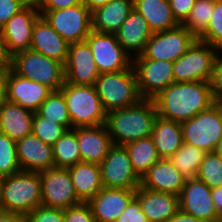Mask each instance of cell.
<instances>
[{
	"instance_id": "cell-1",
	"label": "cell",
	"mask_w": 222,
	"mask_h": 222,
	"mask_svg": "<svg viewBox=\"0 0 222 222\" xmlns=\"http://www.w3.org/2000/svg\"><path fill=\"white\" fill-rule=\"evenodd\" d=\"M158 116L176 122L190 120L216 103L210 82H175L153 98Z\"/></svg>"
},
{
	"instance_id": "cell-2",
	"label": "cell",
	"mask_w": 222,
	"mask_h": 222,
	"mask_svg": "<svg viewBox=\"0 0 222 222\" xmlns=\"http://www.w3.org/2000/svg\"><path fill=\"white\" fill-rule=\"evenodd\" d=\"M157 116L153 99H141L133 106L109 111L105 125L112 144L125 145L151 137Z\"/></svg>"
},
{
	"instance_id": "cell-3",
	"label": "cell",
	"mask_w": 222,
	"mask_h": 222,
	"mask_svg": "<svg viewBox=\"0 0 222 222\" xmlns=\"http://www.w3.org/2000/svg\"><path fill=\"white\" fill-rule=\"evenodd\" d=\"M1 188L6 212L25 216L42 205L39 173L19 171L3 177Z\"/></svg>"
},
{
	"instance_id": "cell-4",
	"label": "cell",
	"mask_w": 222,
	"mask_h": 222,
	"mask_svg": "<svg viewBox=\"0 0 222 222\" xmlns=\"http://www.w3.org/2000/svg\"><path fill=\"white\" fill-rule=\"evenodd\" d=\"M94 86L107 113L133 106L142 99L132 65L118 72L100 73Z\"/></svg>"
},
{
	"instance_id": "cell-5",
	"label": "cell",
	"mask_w": 222,
	"mask_h": 222,
	"mask_svg": "<svg viewBox=\"0 0 222 222\" xmlns=\"http://www.w3.org/2000/svg\"><path fill=\"white\" fill-rule=\"evenodd\" d=\"M60 90L65 96L71 129L106 123L107 112L94 85H73L64 82Z\"/></svg>"
},
{
	"instance_id": "cell-6",
	"label": "cell",
	"mask_w": 222,
	"mask_h": 222,
	"mask_svg": "<svg viewBox=\"0 0 222 222\" xmlns=\"http://www.w3.org/2000/svg\"><path fill=\"white\" fill-rule=\"evenodd\" d=\"M10 68L16 74L39 82L52 91L60 90L65 82L62 63L30 49L15 53L11 57Z\"/></svg>"
},
{
	"instance_id": "cell-7",
	"label": "cell",
	"mask_w": 222,
	"mask_h": 222,
	"mask_svg": "<svg viewBox=\"0 0 222 222\" xmlns=\"http://www.w3.org/2000/svg\"><path fill=\"white\" fill-rule=\"evenodd\" d=\"M183 141L204 150L214 152L222 139V103L216 102L190 120L181 122Z\"/></svg>"
},
{
	"instance_id": "cell-8",
	"label": "cell",
	"mask_w": 222,
	"mask_h": 222,
	"mask_svg": "<svg viewBox=\"0 0 222 222\" xmlns=\"http://www.w3.org/2000/svg\"><path fill=\"white\" fill-rule=\"evenodd\" d=\"M218 52L219 50L210 44L197 39L173 62L175 82H211Z\"/></svg>"
},
{
	"instance_id": "cell-9",
	"label": "cell",
	"mask_w": 222,
	"mask_h": 222,
	"mask_svg": "<svg viewBox=\"0 0 222 222\" xmlns=\"http://www.w3.org/2000/svg\"><path fill=\"white\" fill-rule=\"evenodd\" d=\"M39 12L69 44L84 42L92 31L91 11L83 3L64 9Z\"/></svg>"
},
{
	"instance_id": "cell-10",
	"label": "cell",
	"mask_w": 222,
	"mask_h": 222,
	"mask_svg": "<svg viewBox=\"0 0 222 222\" xmlns=\"http://www.w3.org/2000/svg\"><path fill=\"white\" fill-rule=\"evenodd\" d=\"M197 40L184 26L154 32L140 56L133 59H150L175 62Z\"/></svg>"
},
{
	"instance_id": "cell-11",
	"label": "cell",
	"mask_w": 222,
	"mask_h": 222,
	"mask_svg": "<svg viewBox=\"0 0 222 222\" xmlns=\"http://www.w3.org/2000/svg\"><path fill=\"white\" fill-rule=\"evenodd\" d=\"M102 186L105 188L137 189L141 178L136 174L124 145H112L100 163Z\"/></svg>"
},
{
	"instance_id": "cell-12",
	"label": "cell",
	"mask_w": 222,
	"mask_h": 222,
	"mask_svg": "<svg viewBox=\"0 0 222 222\" xmlns=\"http://www.w3.org/2000/svg\"><path fill=\"white\" fill-rule=\"evenodd\" d=\"M42 205L66 209L80 204L68 168H50L39 172Z\"/></svg>"
},
{
	"instance_id": "cell-13",
	"label": "cell",
	"mask_w": 222,
	"mask_h": 222,
	"mask_svg": "<svg viewBox=\"0 0 222 222\" xmlns=\"http://www.w3.org/2000/svg\"><path fill=\"white\" fill-rule=\"evenodd\" d=\"M138 91L142 99H153L175 83L173 62L150 59H132Z\"/></svg>"
},
{
	"instance_id": "cell-14",
	"label": "cell",
	"mask_w": 222,
	"mask_h": 222,
	"mask_svg": "<svg viewBox=\"0 0 222 222\" xmlns=\"http://www.w3.org/2000/svg\"><path fill=\"white\" fill-rule=\"evenodd\" d=\"M85 41L92 50L99 73L118 72L132 65V58L119 44L115 34L91 31Z\"/></svg>"
},
{
	"instance_id": "cell-15",
	"label": "cell",
	"mask_w": 222,
	"mask_h": 222,
	"mask_svg": "<svg viewBox=\"0 0 222 222\" xmlns=\"http://www.w3.org/2000/svg\"><path fill=\"white\" fill-rule=\"evenodd\" d=\"M40 16L36 2L31 0L1 27L7 51L11 57L15 53L30 49L33 27Z\"/></svg>"
},
{
	"instance_id": "cell-16",
	"label": "cell",
	"mask_w": 222,
	"mask_h": 222,
	"mask_svg": "<svg viewBox=\"0 0 222 222\" xmlns=\"http://www.w3.org/2000/svg\"><path fill=\"white\" fill-rule=\"evenodd\" d=\"M180 210L204 222H221L215 211L211 189L197 178L187 179L179 195Z\"/></svg>"
},
{
	"instance_id": "cell-17",
	"label": "cell",
	"mask_w": 222,
	"mask_h": 222,
	"mask_svg": "<svg viewBox=\"0 0 222 222\" xmlns=\"http://www.w3.org/2000/svg\"><path fill=\"white\" fill-rule=\"evenodd\" d=\"M65 82L73 85H94L99 76L89 44L70 43L68 57L64 65Z\"/></svg>"
},
{
	"instance_id": "cell-18",
	"label": "cell",
	"mask_w": 222,
	"mask_h": 222,
	"mask_svg": "<svg viewBox=\"0 0 222 222\" xmlns=\"http://www.w3.org/2000/svg\"><path fill=\"white\" fill-rule=\"evenodd\" d=\"M52 92L49 87L16 74L10 67L7 68V101L35 113Z\"/></svg>"
},
{
	"instance_id": "cell-19",
	"label": "cell",
	"mask_w": 222,
	"mask_h": 222,
	"mask_svg": "<svg viewBox=\"0 0 222 222\" xmlns=\"http://www.w3.org/2000/svg\"><path fill=\"white\" fill-rule=\"evenodd\" d=\"M136 189L103 187L87 203L96 222H115L135 197Z\"/></svg>"
},
{
	"instance_id": "cell-20",
	"label": "cell",
	"mask_w": 222,
	"mask_h": 222,
	"mask_svg": "<svg viewBox=\"0 0 222 222\" xmlns=\"http://www.w3.org/2000/svg\"><path fill=\"white\" fill-rule=\"evenodd\" d=\"M17 157L21 171L39 173L54 168L52 146L30 134L16 142Z\"/></svg>"
},
{
	"instance_id": "cell-21",
	"label": "cell",
	"mask_w": 222,
	"mask_h": 222,
	"mask_svg": "<svg viewBox=\"0 0 222 222\" xmlns=\"http://www.w3.org/2000/svg\"><path fill=\"white\" fill-rule=\"evenodd\" d=\"M135 197L148 222H168L179 210V196L139 186Z\"/></svg>"
},
{
	"instance_id": "cell-22",
	"label": "cell",
	"mask_w": 222,
	"mask_h": 222,
	"mask_svg": "<svg viewBox=\"0 0 222 222\" xmlns=\"http://www.w3.org/2000/svg\"><path fill=\"white\" fill-rule=\"evenodd\" d=\"M115 35L119 44L133 59L143 53L153 31L146 19L133 8Z\"/></svg>"
},
{
	"instance_id": "cell-23",
	"label": "cell",
	"mask_w": 222,
	"mask_h": 222,
	"mask_svg": "<svg viewBox=\"0 0 222 222\" xmlns=\"http://www.w3.org/2000/svg\"><path fill=\"white\" fill-rule=\"evenodd\" d=\"M186 180L169 159H161L141 177L140 186L179 196Z\"/></svg>"
},
{
	"instance_id": "cell-24",
	"label": "cell",
	"mask_w": 222,
	"mask_h": 222,
	"mask_svg": "<svg viewBox=\"0 0 222 222\" xmlns=\"http://www.w3.org/2000/svg\"><path fill=\"white\" fill-rule=\"evenodd\" d=\"M69 43L40 16L33 27L30 50L41 53L65 65Z\"/></svg>"
},
{
	"instance_id": "cell-25",
	"label": "cell",
	"mask_w": 222,
	"mask_h": 222,
	"mask_svg": "<svg viewBox=\"0 0 222 222\" xmlns=\"http://www.w3.org/2000/svg\"><path fill=\"white\" fill-rule=\"evenodd\" d=\"M82 162L100 164L113 145L105 124L76 127Z\"/></svg>"
},
{
	"instance_id": "cell-26",
	"label": "cell",
	"mask_w": 222,
	"mask_h": 222,
	"mask_svg": "<svg viewBox=\"0 0 222 222\" xmlns=\"http://www.w3.org/2000/svg\"><path fill=\"white\" fill-rule=\"evenodd\" d=\"M34 112L5 100L0 106V133L17 142L32 134Z\"/></svg>"
},
{
	"instance_id": "cell-27",
	"label": "cell",
	"mask_w": 222,
	"mask_h": 222,
	"mask_svg": "<svg viewBox=\"0 0 222 222\" xmlns=\"http://www.w3.org/2000/svg\"><path fill=\"white\" fill-rule=\"evenodd\" d=\"M133 10V0H111L91 12L92 31L115 34Z\"/></svg>"
},
{
	"instance_id": "cell-28",
	"label": "cell",
	"mask_w": 222,
	"mask_h": 222,
	"mask_svg": "<svg viewBox=\"0 0 222 222\" xmlns=\"http://www.w3.org/2000/svg\"><path fill=\"white\" fill-rule=\"evenodd\" d=\"M68 170L75 193L82 202H88L103 188L100 164L81 161Z\"/></svg>"
},
{
	"instance_id": "cell-29",
	"label": "cell",
	"mask_w": 222,
	"mask_h": 222,
	"mask_svg": "<svg viewBox=\"0 0 222 222\" xmlns=\"http://www.w3.org/2000/svg\"><path fill=\"white\" fill-rule=\"evenodd\" d=\"M151 138L161 159H169L184 143L181 123L157 116Z\"/></svg>"
},
{
	"instance_id": "cell-30",
	"label": "cell",
	"mask_w": 222,
	"mask_h": 222,
	"mask_svg": "<svg viewBox=\"0 0 222 222\" xmlns=\"http://www.w3.org/2000/svg\"><path fill=\"white\" fill-rule=\"evenodd\" d=\"M133 8L146 19L153 33L180 25L173 16L168 0H133Z\"/></svg>"
},
{
	"instance_id": "cell-31",
	"label": "cell",
	"mask_w": 222,
	"mask_h": 222,
	"mask_svg": "<svg viewBox=\"0 0 222 222\" xmlns=\"http://www.w3.org/2000/svg\"><path fill=\"white\" fill-rule=\"evenodd\" d=\"M124 146L129 153L132 166L140 178L152 165L161 160L151 137L135 140Z\"/></svg>"
},
{
	"instance_id": "cell-32",
	"label": "cell",
	"mask_w": 222,
	"mask_h": 222,
	"mask_svg": "<svg viewBox=\"0 0 222 222\" xmlns=\"http://www.w3.org/2000/svg\"><path fill=\"white\" fill-rule=\"evenodd\" d=\"M52 148L54 164L57 168H69L81 162L76 128L66 130Z\"/></svg>"
},
{
	"instance_id": "cell-33",
	"label": "cell",
	"mask_w": 222,
	"mask_h": 222,
	"mask_svg": "<svg viewBox=\"0 0 222 222\" xmlns=\"http://www.w3.org/2000/svg\"><path fill=\"white\" fill-rule=\"evenodd\" d=\"M205 154L204 150L184 142L169 160L186 179H193L197 178Z\"/></svg>"
},
{
	"instance_id": "cell-34",
	"label": "cell",
	"mask_w": 222,
	"mask_h": 222,
	"mask_svg": "<svg viewBox=\"0 0 222 222\" xmlns=\"http://www.w3.org/2000/svg\"><path fill=\"white\" fill-rule=\"evenodd\" d=\"M37 113L43 118L62 124L67 130L71 129V118L61 90L53 91L41 104Z\"/></svg>"
},
{
	"instance_id": "cell-35",
	"label": "cell",
	"mask_w": 222,
	"mask_h": 222,
	"mask_svg": "<svg viewBox=\"0 0 222 222\" xmlns=\"http://www.w3.org/2000/svg\"><path fill=\"white\" fill-rule=\"evenodd\" d=\"M214 5L215 0H196L189 16L181 25L198 38L207 29Z\"/></svg>"
},
{
	"instance_id": "cell-36",
	"label": "cell",
	"mask_w": 222,
	"mask_h": 222,
	"mask_svg": "<svg viewBox=\"0 0 222 222\" xmlns=\"http://www.w3.org/2000/svg\"><path fill=\"white\" fill-rule=\"evenodd\" d=\"M197 179L204 182L210 189L222 186V156L215 152L206 153Z\"/></svg>"
},
{
	"instance_id": "cell-37",
	"label": "cell",
	"mask_w": 222,
	"mask_h": 222,
	"mask_svg": "<svg viewBox=\"0 0 222 222\" xmlns=\"http://www.w3.org/2000/svg\"><path fill=\"white\" fill-rule=\"evenodd\" d=\"M21 171L17 157L16 142L0 133V178Z\"/></svg>"
},
{
	"instance_id": "cell-38",
	"label": "cell",
	"mask_w": 222,
	"mask_h": 222,
	"mask_svg": "<svg viewBox=\"0 0 222 222\" xmlns=\"http://www.w3.org/2000/svg\"><path fill=\"white\" fill-rule=\"evenodd\" d=\"M66 130L62 124L43 118L37 112L34 113L32 134L40 138L45 144L53 146Z\"/></svg>"
},
{
	"instance_id": "cell-39",
	"label": "cell",
	"mask_w": 222,
	"mask_h": 222,
	"mask_svg": "<svg viewBox=\"0 0 222 222\" xmlns=\"http://www.w3.org/2000/svg\"><path fill=\"white\" fill-rule=\"evenodd\" d=\"M197 39L222 50V0H215L207 29Z\"/></svg>"
},
{
	"instance_id": "cell-40",
	"label": "cell",
	"mask_w": 222,
	"mask_h": 222,
	"mask_svg": "<svg viewBox=\"0 0 222 222\" xmlns=\"http://www.w3.org/2000/svg\"><path fill=\"white\" fill-rule=\"evenodd\" d=\"M26 222H64V209L39 206L25 215Z\"/></svg>"
},
{
	"instance_id": "cell-41",
	"label": "cell",
	"mask_w": 222,
	"mask_h": 222,
	"mask_svg": "<svg viewBox=\"0 0 222 222\" xmlns=\"http://www.w3.org/2000/svg\"><path fill=\"white\" fill-rule=\"evenodd\" d=\"M64 222H96L87 202L64 209Z\"/></svg>"
},
{
	"instance_id": "cell-42",
	"label": "cell",
	"mask_w": 222,
	"mask_h": 222,
	"mask_svg": "<svg viewBox=\"0 0 222 222\" xmlns=\"http://www.w3.org/2000/svg\"><path fill=\"white\" fill-rule=\"evenodd\" d=\"M31 0H0V29Z\"/></svg>"
},
{
	"instance_id": "cell-43",
	"label": "cell",
	"mask_w": 222,
	"mask_h": 222,
	"mask_svg": "<svg viewBox=\"0 0 222 222\" xmlns=\"http://www.w3.org/2000/svg\"><path fill=\"white\" fill-rule=\"evenodd\" d=\"M115 222H148V220L142 212L138 199L134 197Z\"/></svg>"
},
{
	"instance_id": "cell-44",
	"label": "cell",
	"mask_w": 222,
	"mask_h": 222,
	"mask_svg": "<svg viewBox=\"0 0 222 222\" xmlns=\"http://www.w3.org/2000/svg\"><path fill=\"white\" fill-rule=\"evenodd\" d=\"M222 50H219L214 63L211 88L216 102L222 103ZM220 55V56H219Z\"/></svg>"
},
{
	"instance_id": "cell-45",
	"label": "cell",
	"mask_w": 222,
	"mask_h": 222,
	"mask_svg": "<svg viewBox=\"0 0 222 222\" xmlns=\"http://www.w3.org/2000/svg\"><path fill=\"white\" fill-rule=\"evenodd\" d=\"M196 0H168L174 18L181 25L189 16Z\"/></svg>"
},
{
	"instance_id": "cell-46",
	"label": "cell",
	"mask_w": 222,
	"mask_h": 222,
	"mask_svg": "<svg viewBox=\"0 0 222 222\" xmlns=\"http://www.w3.org/2000/svg\"><path fill=\"white\" fill-rule=\"evenodd\" d=\"M39 10H59L82 3V0H34Z\"/></svg>"
},
{
	"instance_id": "cell-47",
	"label": "cell",
	"mask_w": 222,
	"mask_h": 222,
	"mask_svg": "<svg viewBox=\"0 0 222 222\" xmlns=\"http://www.w3.org/2000/svg\"><path fill=\"white\" fill-rule=\"evenodd\" d=\"M11 65V56L7 51L6 43L0 29V68H9Z\"/></svg>"
},
{
	"instance_id": "cell-48",
	"label": "cell",
	"mask_w": 222,
	"mask_h": 222,
	"mask_svg": "<svg viewBox=\"0 0 222 222\" xmlns=\"http://www.w3.org/2000/svg\"><path fill=\"white\" fill-rule=\"evenodd\" d=\"M211 195L215 211L222 219V186L211 189Z\"/></svg>"
},
{
	"instance_id": "cell-49",
	"label": "cell",
	"mask_w": 222,
	"mask_h": 222,
	"mask_svg": "<svg viewBox=\"0 0 222 222\" xmlns=\"http://www.w3.org/2000/svg\"><path fill=\"white\" fill-rule=\"evenodd\" d=\"M168 222H204L191 214L179 210Z\"/></svg>"
},
{
	"instance_id": "cell-50",
	"label": "cell",
	"mask_w": 222,
	"mask_h": 222,
	"mask_svg": "<svg viewBox=\"0 0 222 222\" xmlns=\"http://www.w3.org/2000/svg\"><path fill=\"white\" fill-rule=\"evenodd\" d=\"M7 68H0V106L6 100Z\"/></svg>"
},
{
	"instance_id": "cell-51",
	"label": "cell",
	"mask_w": 222,
	"mask_h": 222,
	"mask_svg": "<svg viewBox=\"0 0 222 222\" xmlns=\"http://www.w3.org/2000/svg\"><path fill=\"white\" fill-rule=\"evenodd\" d=\"M0 222H26V219L21 214L4 212L0 214Z\"/></svg>"
},
{
	"instance_id": "cell-52",
	"label": "cell",
	"mask_w": 222,
	"mask_h": 222,
	"mask_svg": "<svg viewBox=\"0 0 222 222\" xmlns=\"http://www.w3.org/2000/svg\"><path fill=\"white\" fill-rule=\"evenodd\" d=\"M111 0H82V3L92 12L98 7L108 4Z\"/></svg>"
},
{
	"instance_id": "cell-53",
	"label": "cell",
	"mask_w": 222,
	"mask_h": 222,
	"mask_svg": "<svg viewBox=\"0 0 222 222\" xmlns=\"http://www.w3.org/2000/svg\"><path fill=\"white\" fill-rule=\"evenodd\" d=\"M6 212L4 208V203H3V196H2V188H1V178H0V214Z\"/></svg>"
},
{
	"instance_id": "cell-54",
	"label": "cell",
	"mask_w": 222,
	"mask_h": 222,
	"mask_svg": "<svg viewBox=\"0 0 222 222\" xmlns=\"http://www.w3.org/2000/svg\"><path fill=\"white\" fill-rule=\"evenodd\" d=\"M214 152L220 156H222V139L217 143V146Z\"/></svg>"
}]
</instances>
